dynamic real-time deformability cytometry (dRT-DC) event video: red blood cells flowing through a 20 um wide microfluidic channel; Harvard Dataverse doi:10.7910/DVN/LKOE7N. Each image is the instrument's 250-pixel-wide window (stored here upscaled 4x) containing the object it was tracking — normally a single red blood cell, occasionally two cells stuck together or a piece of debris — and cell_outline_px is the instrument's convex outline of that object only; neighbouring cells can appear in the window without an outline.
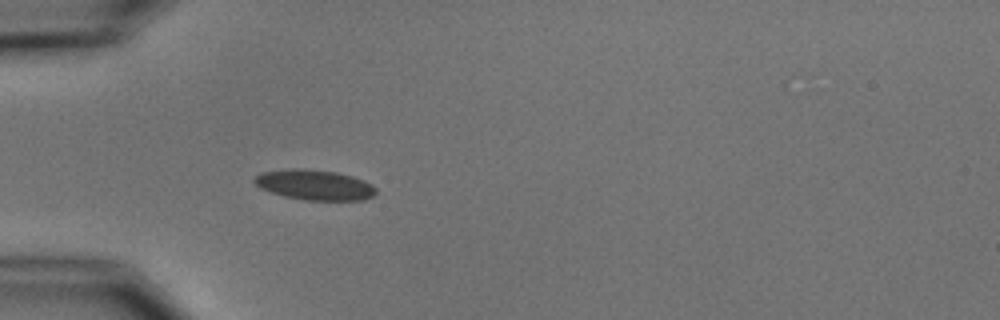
{"species": "common noctule bat (a hibernating species)", "species_latin": "Nyctalus noctula", "temperature_condition": "cold", "stored_images_in_passage": 5, "camera_frame_rate_fps": 3000, "um_per_image_px": 0.085, "animal": {"sex": "male", "body_mass_g": 15.6}, "frame": {"image": 1, "passage_image": 5, "time_ms": 5.667, "image_size_px": [1000, 320], "cell_outline_px": [[376, 192], [372, 196], [364, 200], [304, 200], [284, 196], [260, 188], [252, 180], [260, 172], [292, 168], [304, 168], [336, 172], [352, 176], [364, 180], [372, 184], [376, 188]], "centroid_in_image_um": [26.74, 15.71], "position_along_channel_um": 58.3, "area_um2": 21.5}}